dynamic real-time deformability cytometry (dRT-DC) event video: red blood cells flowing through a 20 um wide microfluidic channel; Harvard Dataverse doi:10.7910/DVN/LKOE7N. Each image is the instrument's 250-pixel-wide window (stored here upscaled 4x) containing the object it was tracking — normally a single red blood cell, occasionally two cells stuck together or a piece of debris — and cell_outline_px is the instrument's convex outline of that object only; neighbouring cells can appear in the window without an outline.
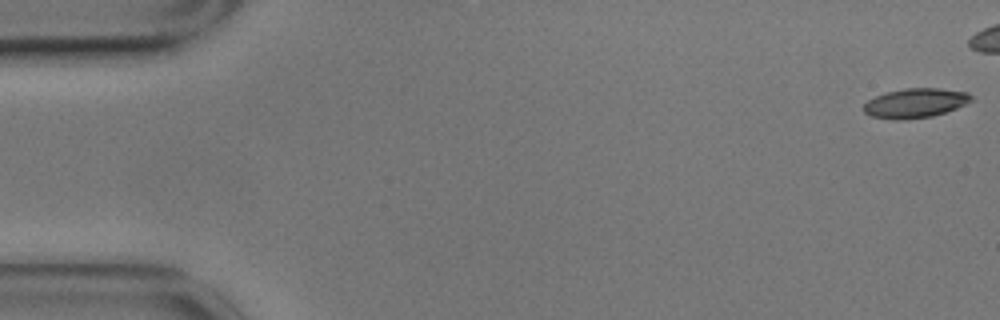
{"species": "common noctule bat (a hibernating species)", "species_latin": "Nyctalus noctula", "temperature_condition": "cold", "stored_images_in_passage": 9, "camera_frame_rate_fps": 3000, "um_per_image_px": 0.085, "animal": {"sex": "male", "body_mass_g": 17.9}, "frame": {"image": 1, "passage_image": 1, "time_ms": 0.0, "image_size_px": [1000, 320], "cell_outline_px": [[976, 100], [956, 108], [932, 116], [904, 120], [892, 120], [872, 116], [864, 112], [864, 104], [868, 100], [884, 92], [904, 88], [940, 88], [968, 92]], "centroid_in_image_um": [77.82, 8.75], "position_along_channel_um": 7.2, "area_um2": 18.67}}